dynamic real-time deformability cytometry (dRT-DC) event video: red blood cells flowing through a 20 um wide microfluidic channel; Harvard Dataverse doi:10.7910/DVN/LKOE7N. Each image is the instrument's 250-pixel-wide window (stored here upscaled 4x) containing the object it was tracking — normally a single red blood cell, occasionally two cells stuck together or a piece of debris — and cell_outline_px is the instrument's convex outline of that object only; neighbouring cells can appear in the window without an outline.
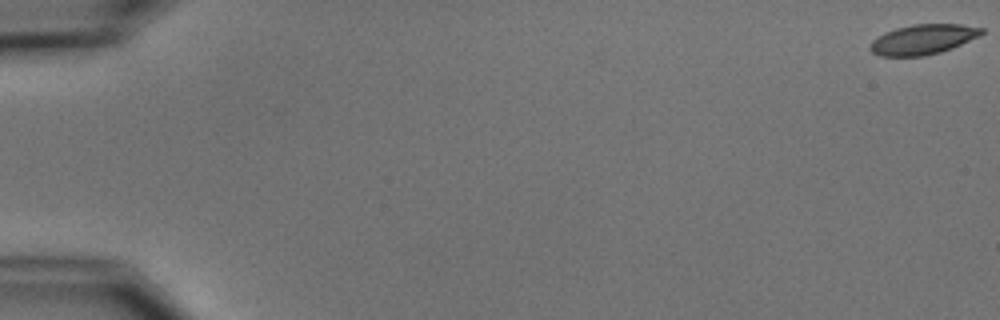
{"species": "common noctule bat (a hibernating species)", "species_latin": "Nyctalus noctula", "temperature_condition": "cold", "stored_images_in_passage": 7, "camera_frame_rate_fps": 3000, "um_per_image_px": 0.085, "animal": {"sex": "male", "body_mass_g": 15.6}, "frame": {"image": 1, "passage_image": 1, "time_ms": 0.0, "image_size_px": [1000, 320], "cell_outline_px": [[984, 32], [980, 36], [952, 48], [940, 52], [924, 56], [880, 56], [872, 52], [868, 48], [868, 44], [872, 40], [884, 32], [896, 28], [912, 24], [960, 24], [984, 28]], "centroid_in_image_um": [78.43, 3.35], "position_along_channel_um": 6.6, "area_um2": 19.65}}
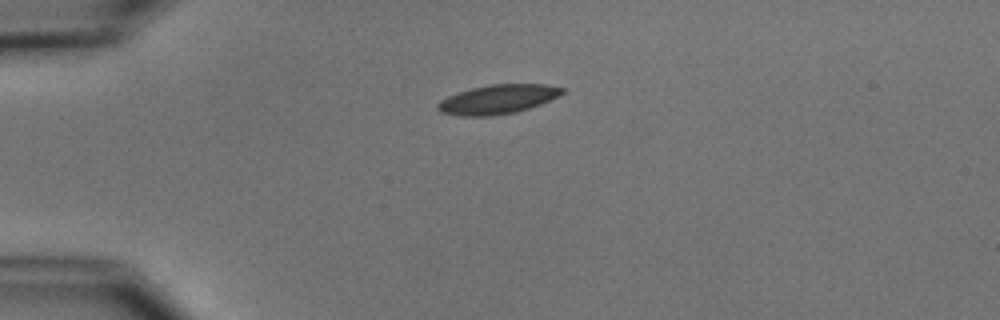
{"frame": {"image": 2, "passage_image": 5, "time_ms": 4.667, "image_size_px": [1000, 320], "cell_outline_px": [[564, 92], [560, 96], [540, 104], [516, 112], [492, 116], [460, 116], [440, 112], [436, 108], [436, 104], [440, 100], [448, 96], [472, 88], [488, 84], [548, 84], [564, 88]], "centroid_in_image_um": [42.31, 8.44], "position_along_channel_um": 42.7, "area_um2": 21.27}}